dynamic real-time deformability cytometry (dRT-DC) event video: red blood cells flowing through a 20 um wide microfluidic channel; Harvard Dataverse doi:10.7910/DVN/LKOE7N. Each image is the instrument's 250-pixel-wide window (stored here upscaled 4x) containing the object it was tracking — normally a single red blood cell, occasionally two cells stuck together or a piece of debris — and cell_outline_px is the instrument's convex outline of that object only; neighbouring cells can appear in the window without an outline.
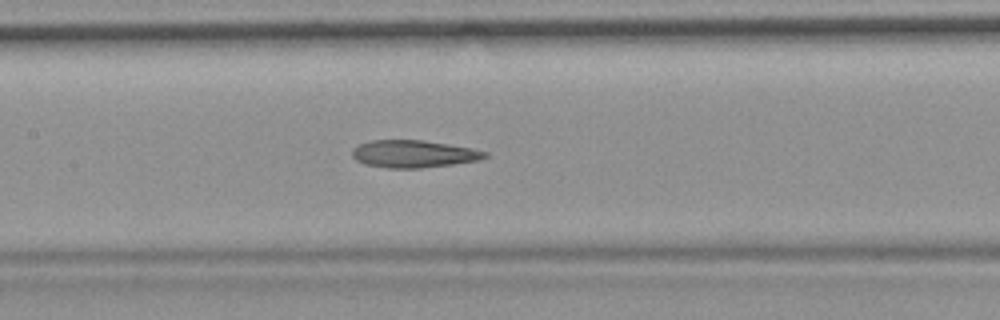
{"species": "common noctule bat (a hibernating species)", "species_latin": "Nyctalus noctula", "temperature_condition": "room temperature", "stored_images_in_passage": 44, "camera_frame_rate_fps": 3000, "um_per_image_px": 0.085, "animal": {"sex": "female", "body_mass_g": 19.9}, "frame": {"image": 1, "passage_image": 19, "time_ms": 6.0, "image_size_px": [1000, 320], "cell_outline_px": [[488, 156], [480, 160], [452, 164], [420, 168], [388, 168], [364, 164], [356, 160], [352, 156], [352, 148], [360, 144], [372, 140], [424, 140], [472, 148], [488, 152]], "centroid_in_image_um": [35.16, 13.08], "position_along_channel_um": 172.2, "area_um2": 21.21}, "authors_computed_cell_mechanics": {"area_um2": 21.6172, "velocity_mm_per_s": 3.7049, "shape_relaxation_time_tau1_ms": null, "shape_relaxation_time_tau2_ms": 4.4864, "deformation_change_tau1": null, "deformation_change_tau2": 0.15}}